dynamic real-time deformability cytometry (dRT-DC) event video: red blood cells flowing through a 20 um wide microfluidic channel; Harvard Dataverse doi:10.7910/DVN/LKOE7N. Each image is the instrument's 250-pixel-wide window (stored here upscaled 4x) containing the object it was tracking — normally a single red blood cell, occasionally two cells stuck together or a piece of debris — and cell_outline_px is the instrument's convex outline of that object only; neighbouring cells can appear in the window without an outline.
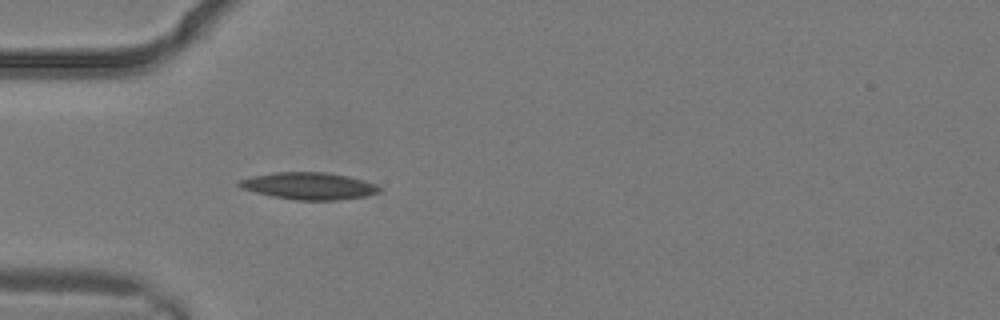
{"species": "common noctule bat (a hibernating species)", "species_latin": "Nyctalus noctula", "temperature_condition": "warm", "stored_images_in_passage": 1, "camera_frame_rate_fps": 3000, "um_per_image_px": 0.085, "animal": {"sex": "male", "body_mass_g": 19.2, "forearm_length_mm": 51.8}, "frame": {"image": 1, "passage_image": 1, "time_ms": 0.0, "image_size_px": [1000, 320], "cell_outline_px": [[384, 188], [380, 192], [368, 196], [336, 200], [296, 200], [272, 196], [256, 192], [244, 188], [236, 184], [236, 180], [252, 176], [276, 172], [328, 172], [348, 176], [376, 184]], "centroid_in_image_um": [26.3, 15.8], "position_along_channel_um": 58.7, "area_um2": 22.2}}